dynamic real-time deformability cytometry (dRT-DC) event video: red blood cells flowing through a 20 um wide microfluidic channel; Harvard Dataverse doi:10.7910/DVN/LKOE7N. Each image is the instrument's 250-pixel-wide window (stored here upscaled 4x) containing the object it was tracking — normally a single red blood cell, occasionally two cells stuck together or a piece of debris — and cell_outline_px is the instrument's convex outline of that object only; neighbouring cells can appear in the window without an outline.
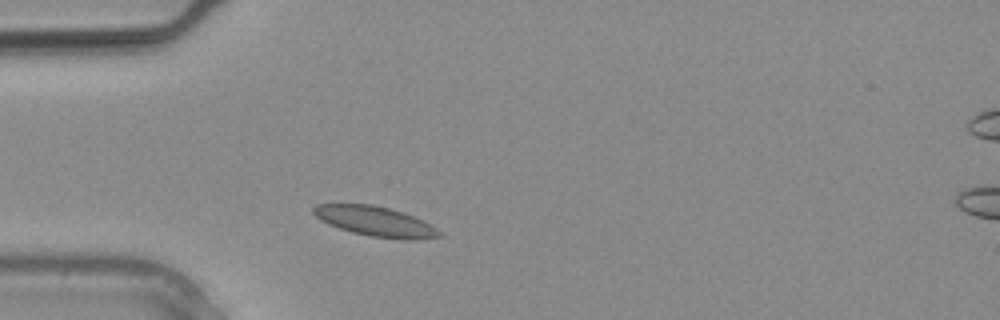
{"species": "common noctule bat (a hibernating species)", "species_latin": "Nyctalus noctula", "temperature_condition": "warm", "stored_images_in_passage": 25, "camera_frame_rate_fps": 3000, "um_per_image_px": 0.085, "animal": {"sex": "male", "body_mass_g": 20.4}, "frame": {"image": 1, "passage_image": 4, "time_ms": 1.0, "image_size_px": [1000, 320], "cell_outline_px": [[444, 236], [416, 240], [404, 240], [368, 236], [352, 232], [328, 224], [320, 220], [312, 212], [312, 208], [316, 204], [372, 204], [404, 212], [436, 228]], "centroid_in_image_um": [31.89, 18.82], "position_along_channel_um": 53.1, "area_um2": 21.91}}